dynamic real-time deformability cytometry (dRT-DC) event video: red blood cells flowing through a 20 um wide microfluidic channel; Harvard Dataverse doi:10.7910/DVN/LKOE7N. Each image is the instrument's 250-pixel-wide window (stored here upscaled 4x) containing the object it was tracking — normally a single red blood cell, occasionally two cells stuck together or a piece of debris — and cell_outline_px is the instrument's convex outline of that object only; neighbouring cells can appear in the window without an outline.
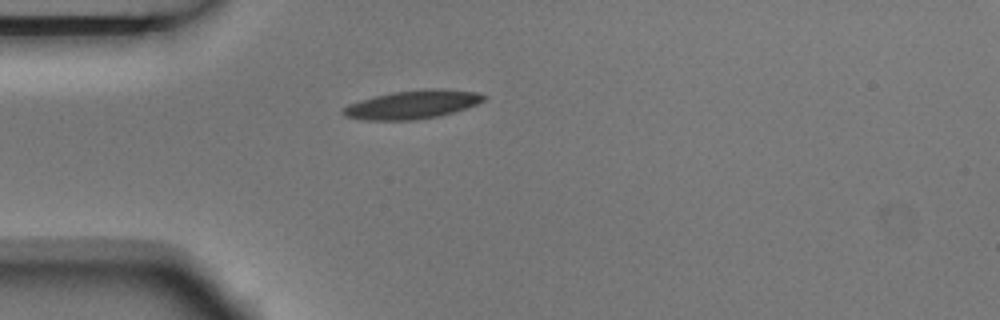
{"species": "Egyptian fruit bat (a non-hibernating species)", "species_latin": "Rousettus aegyptiacus", "temperature_condition": "room temperature", "stored_images_in_passage": 1, "camera_frame_rate_fps": 3000, "um_per_image_px": 0.085, "animal": {"sex": "male"}, "frame": {"image": 1, "passage_image": 1, "time_ms": 0.0, "image_size_px": [1000, 320], "cell_outline_px": [[488, 96], [484, 100], [476, 104], [452, 112], [436, 116], [412, 120], [364, 120], [344, 116], [340, 112], [348, 104], [360, 100], [392, 92], [424, 88], [440, 88], [476, 92]], "centroid_in_image_um": [35.03, 8.87], "position_along_channel_um": 50.0, "area_um2": 23.24}}